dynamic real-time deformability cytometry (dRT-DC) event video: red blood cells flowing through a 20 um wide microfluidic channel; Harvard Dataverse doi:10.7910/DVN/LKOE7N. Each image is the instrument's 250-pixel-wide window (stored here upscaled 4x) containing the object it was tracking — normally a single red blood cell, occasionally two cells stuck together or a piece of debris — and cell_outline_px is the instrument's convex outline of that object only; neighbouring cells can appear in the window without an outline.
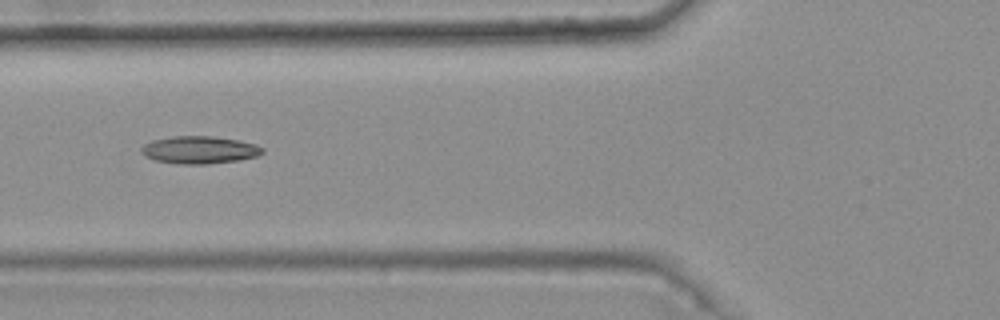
{"species": "common noctule bat (a hibernating species)", "species_latin": "Nyctalus noctula", "temperature_condition": "warm", "stored_images_in_passage": 5, "camera_frame_rate_fps": 3000, "um_per_image_px": 0.085, "animal": {"sex": "female", "body_mass_g": 25.1}, "frame": {"image": 1, "passage_image": 3, "time_ms": 0.667, "image_size_px": [1000, 320], "cell_outline_px": [[264, 152], [256, 156], [236, 160], [208, 164], [176, 164], [156, 160], [144, 156], [140, 152], [140, 148], [144, 144], [152, 140], [172, 136], [212, 136], [236, 140], [256, 144], [264, 148]], "centroid_in_image_um": [16.91, 12.74], "position_along_channel_um": 108.9, "area_um2": 19.42}}
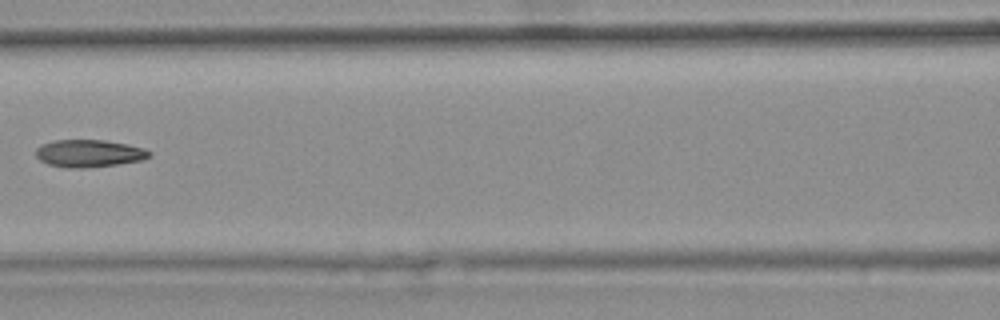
{"frame": {"image": 2, "passage_image": 4, "time_ms": 1.0, "image_size_px": [1000, 320], "cell_outline_px": [[152, 152], [148, 156], [140, 160], [116, 164], [84, 168], [64, 168], [48, 164], [40, 160], [36, 156], [36, 148], [40, 144], [56, 140], [104, 140], [128, 144], [144, 148]], "centroid_in_image_um": [7.52, 13.03], "position_along_channel_um": 159.1, "area_um2": 18.09}}
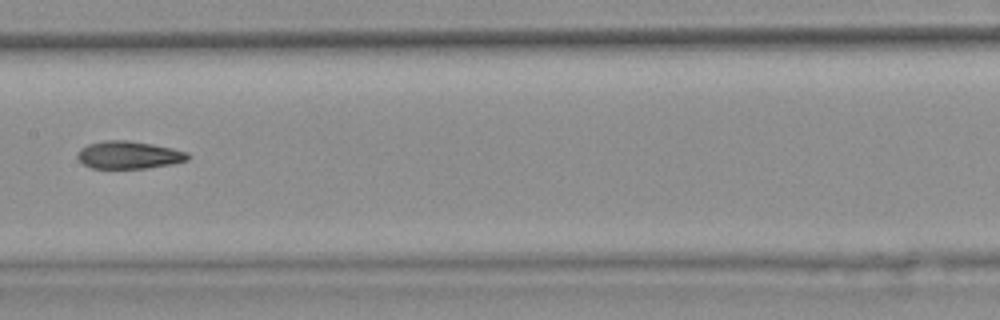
{"frame": {"image": 3, "passage_image": 5, "time_ms": 1.333, "image_size_px": [1000, 320], "cell_outline_px": [[188, 160], [172, 164], [144, 168], [92, 168], [84, 164], [76, 156], [76, 152], [80, 148], [88, 144], [104, 140], [128, 140], [152, 144], [172, 148], [188, 152]], "centroid_in_image_um": [10.92, 13.16], "position_along_channel_um": 196.5, "area_um2": 17.74}}